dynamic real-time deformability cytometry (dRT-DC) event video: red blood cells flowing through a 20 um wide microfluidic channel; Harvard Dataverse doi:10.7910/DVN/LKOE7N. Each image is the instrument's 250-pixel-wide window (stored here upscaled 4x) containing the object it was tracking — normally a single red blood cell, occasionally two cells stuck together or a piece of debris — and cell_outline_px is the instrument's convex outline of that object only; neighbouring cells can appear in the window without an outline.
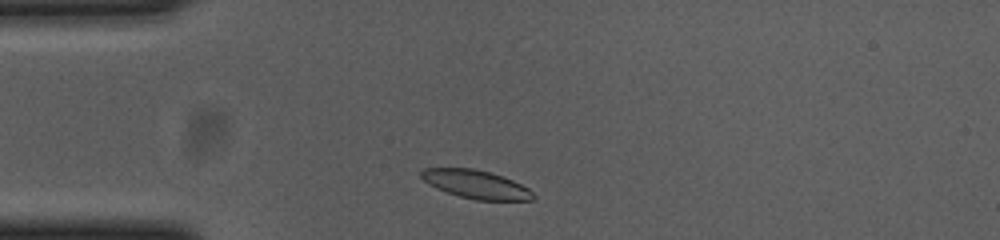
{"species": "common noctule bat (a hibernating species)", "species_latin": "Nyctalus noctula", "temperature_condition": "cold", "stored_images_in_passage": 43, "camera_frame_rate_fps": 3000, "um_per_image_px": 0.085, "animal": {"sex": "female", "body_mass_g": 23.0, "forearm_length_mm": 53.4}, "frame": {"image": 1, "passage_image": 3, "time_ms": 0.667, "image_size_px": [1000, 240], "cell_outline_px": [[536, 196], [532, 200], [476, 200], [460, 196], [436, 188], [428, 184], [420, 176], [420, 172], [424, 168], [472, 168], [488, 172], [512, 180], [528, 188]], "centroid_in_image_um": [40.44, 15.67], "position_along_channel_um": 44.6, "area_um2": 18.26}}
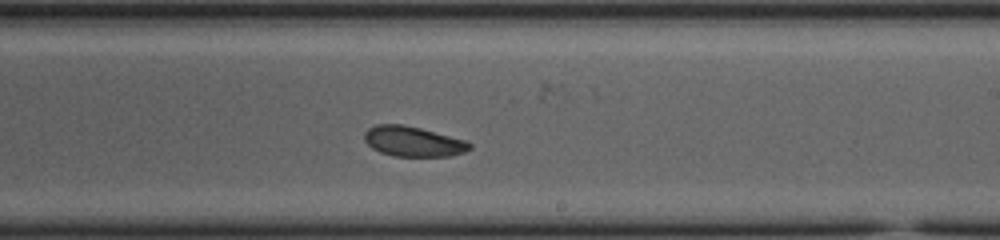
{"frame": {"image": 2, "passage_image": 22, "time_ms": 7.0, "image_size_px": [1000, 240], "cell_outline_px": [[472, 148], [464, 152], [452, 156], [392, 156], [380, 152], [372, 148], [364, 140], [364, 132], [368, 128], [376, 124], [404, 124], [468, 140], [472, 144]], "centroid_in_image_um": [35.13, 12.02], "position_along_channel_um": 253.9, "area_um2": 18.73}}
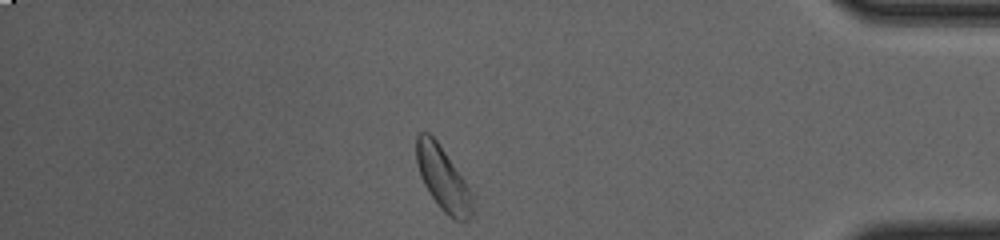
{"frame": {"image": 3, "passage_image": 37, "time_ms": 12.0, "image_size_px": [1000, 240], "cell_outline_px": [[472, 216], [468, 220], [452, 220], [440, 208], [424, 184], [420, 176], [416, 164], [416, 136], [420, 132], [428, 132], [436, 140], [472, 192]], "centroid_in_image_um": [37.63, 15.2], "position_along_channel_um": 397.6, "area_um2": 20.52}, "authors_computed_cell_mechanics": {"area_um2": 19.1896, "velocity_mm_per_s": 3.6166, "shape_relaxation_time_tau1_ms": 3.497, "shape_relaxation_time_tau2_ms": 7.2236, "deformation_change_tau1": 0.0822, "deformation_change_tau2": 0.1171}}